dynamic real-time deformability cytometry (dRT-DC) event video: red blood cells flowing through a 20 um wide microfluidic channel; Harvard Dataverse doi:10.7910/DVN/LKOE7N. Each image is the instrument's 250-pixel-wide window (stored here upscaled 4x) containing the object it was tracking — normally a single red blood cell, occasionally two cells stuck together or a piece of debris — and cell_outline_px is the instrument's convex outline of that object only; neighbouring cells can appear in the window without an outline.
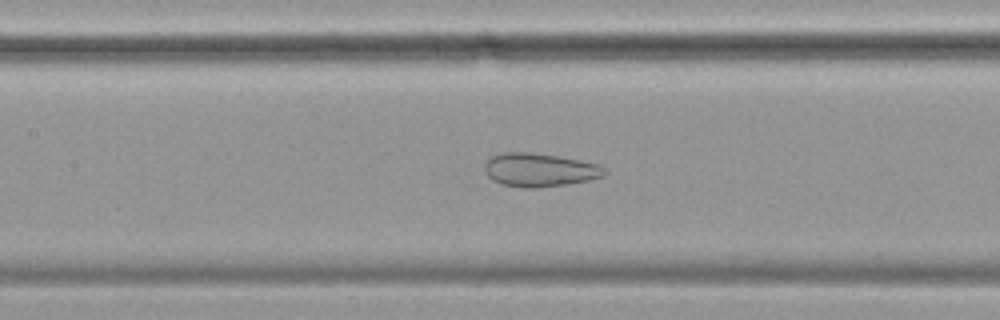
{"species": "common noctule bat (a hibernating species)", "species_latin": "Nyctalus noctula", "temperature_condition": "cold", "stored_images_in_passage": 56, "camera_frame_rate_fps": 3000, "um_per_image_px": 0.085, "animal": {"sex": "female", "body_mass_g": 19.9}, "frame": {"image": 1, "passage_image": 25, "time_ms": 8.0, "image_size_px": [1000, 320], "cell_outline_px": [[608, 172], [604, 176], [588, 180], [568, 184], [536, 188], [524, 188], [500, 184], [492, 180], [488, 176], [484, 168], [484, 164], [492, 156], [504, 152], [528, 152], [560, 156], [600, 164]], "centroid_in_image_um": [45.88, 14.44], "position_along_channel_um": 161.5, "area_um2": 23.58}}
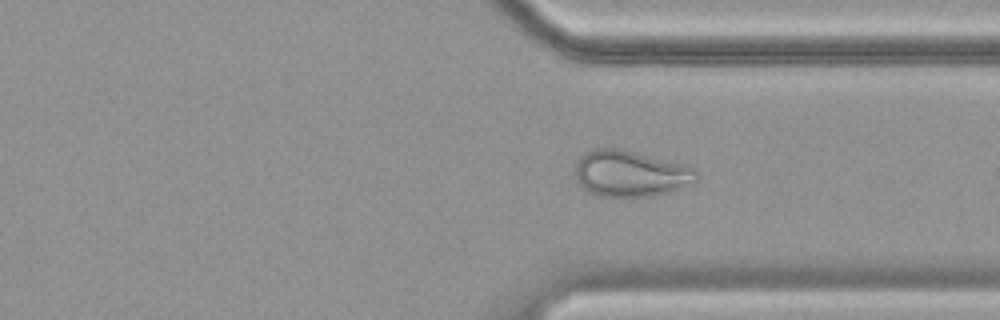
{"frame": {"image": 2, "passage_image": 42, "time_ms": 13.667, "image_size_px": [1000, 320], "cell_outline_px": [[696, 180], [668, 192], [652, 196], [600, 196], [588, 192], [580, 188], [576, 176], [576, 164], [580, 156], [584, 152], [596, 148], [620, 148], [636, 152], [680, 164], [692, 168], [696, 172]], "centroid_in_image_um": [53.49, 14.75], "position_along_channel_um": 357.9, "area_um2": 32.14}}
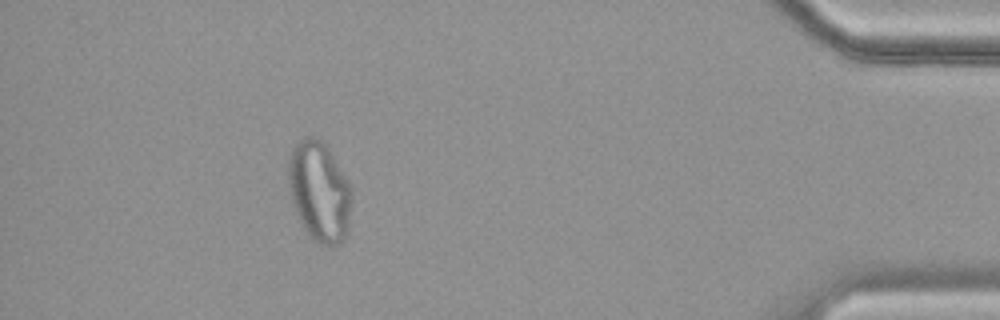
{"frame": {"image": 3, "passage_image": 51, "time_ms": 16.667, "image_size_px": [1000, 320], "cell_outline_px": [[352, 196], [348, 232], [344, 240], [340, 244], [332, 248], [320, 244], [312, 240], [304, 228], [296, 212], [292, 200], [288, 184], [288, 156], [292, 148], [304, 136], [320, 136], [352, 184]], "centroid_in_image_um": [27.17, 16.27], "position_along_channel_um": 408.0, "area_um2": 37.86}}